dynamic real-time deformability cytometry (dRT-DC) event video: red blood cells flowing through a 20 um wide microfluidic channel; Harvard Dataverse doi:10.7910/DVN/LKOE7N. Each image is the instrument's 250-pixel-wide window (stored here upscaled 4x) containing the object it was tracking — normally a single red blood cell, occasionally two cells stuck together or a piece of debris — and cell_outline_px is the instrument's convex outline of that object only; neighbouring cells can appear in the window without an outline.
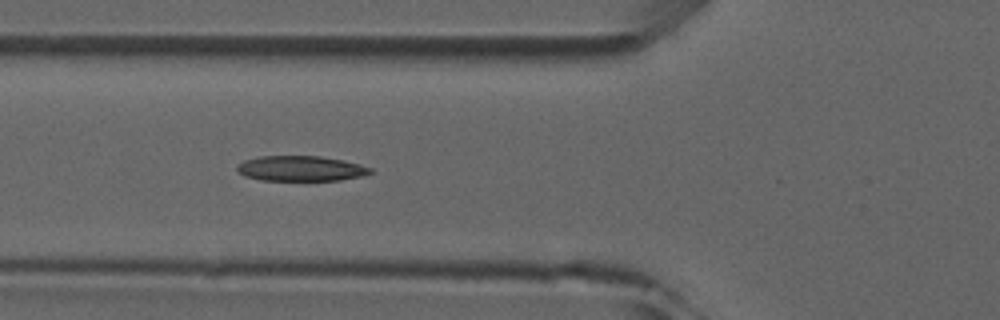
{"species": "common noctule bat (a hibernating species)", "species_latin": "Nyctalus noctula", "temperature_condition": "room temperature", "stored_images_in_passage": 5, "camera_frame_rate_fps": 3000, "um_per_image_px": 0.085, "animal": {"sex": "male", "forearm_length_mm": 52.5}, "frame": {"image": 1, "passage_image": 5, "time_ms": 4.667, "image_size_px": [1000, 320], "cell_outline_px": [[372, 172], [360, 176], [340, 180], [260, 180], [244, 176], [236, 168], [236, 164], [244, 160], [260, 156], [320, 156], [360, 164], [372, 168]], "centroid_in_image_um": [25.52, 14.32], "position_along_channel_um": 100.3, "area_um2": 19.48}}